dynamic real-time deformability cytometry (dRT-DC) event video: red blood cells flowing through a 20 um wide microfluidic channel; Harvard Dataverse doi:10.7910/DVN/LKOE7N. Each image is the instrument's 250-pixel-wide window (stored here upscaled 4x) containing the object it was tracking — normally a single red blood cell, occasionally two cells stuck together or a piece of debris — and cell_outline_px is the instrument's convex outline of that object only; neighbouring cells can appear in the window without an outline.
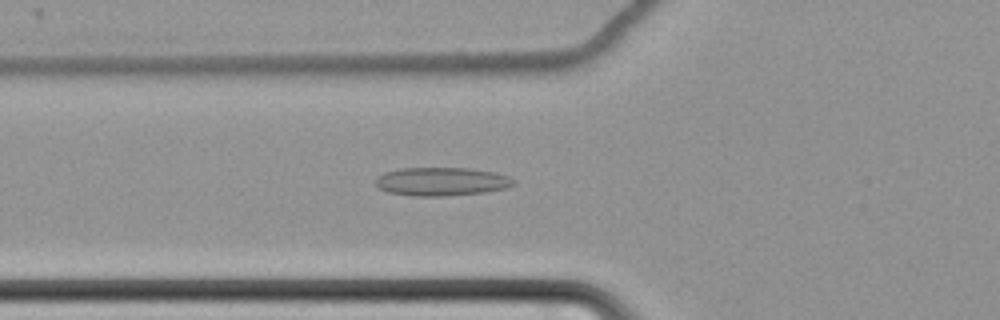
{"species": "common noctule bat (a hibernating species)", "species_latin": "Nyctalus noctula", "temperature_condition": "cold", "stored_images_in_passage": 63, "camera_frame_rate_fps": 3000, "um_per_image_px": 0.085, "animal": {"sex": "female", "body_mass_g": 22.7, "forearm_length_mm": 54.2}, "frame": {"image": 1, "passage_image": 26, "time_ms": 8.333, "image_size_px": [1000, 320], "cell_outline_px": [[516, 184], [504, 188], [484, 192], [448, 196], [412, 196], [388, 192], [380, 188], [376, 184], [376, 180], [384, 172], [400, 168], [468, 168], [496, 172], [508, 176], [516, 180]], "centroid_in_image_um": [37.56, 15.43], "position_along_channel_um": 88.2, "area_um2": 22.89}}
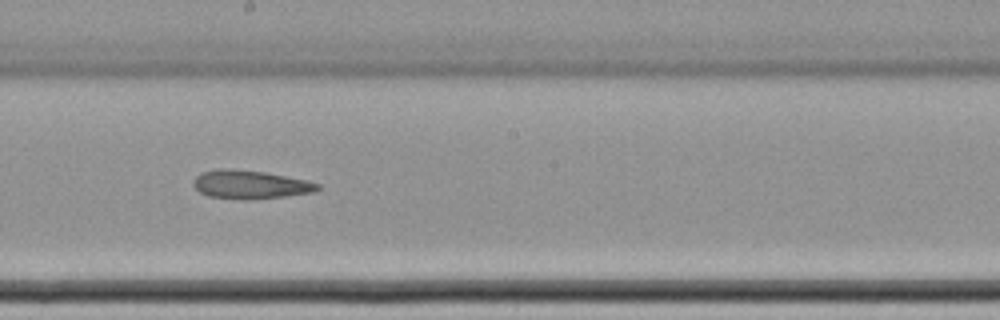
{"frame": {"image": 2, "passage_image": 38, "time_ms": 12.333, "image_size_px": [1000, 320], "cell_outline_px": [[320, 188], [316, 192], [284, 196], [248, 200], [244, 200], [208, 196], [200, 192], [192, 184], [192, 180], [200, 172], [220, 168], [228, 168], [264, 172], [308, 180], [320, 184]], "centroid_in_image_um": [21.26, 15.68], "position_along_channel_um": 226.9, "area_um2": 20.81}}
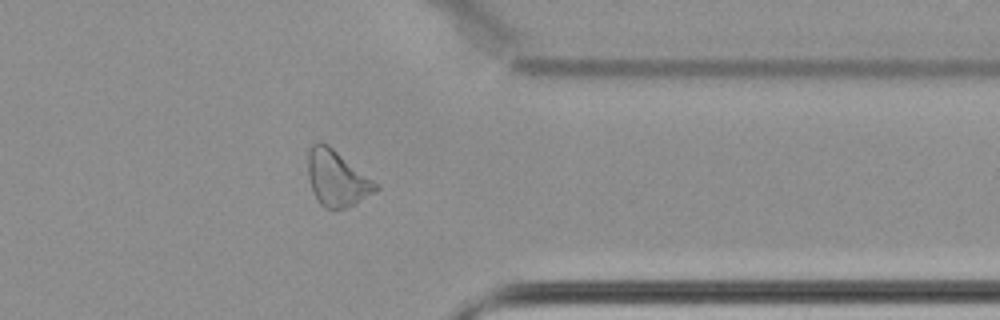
{"frame": {"image": 3, "passage_image": 52, "time_ms": 17.0, "image_size_px": [1000, 320], "cell_outline_px": [[380, 188], [376, 192], [356, 204], [332, 212], [324, 208], [320, 204], [312, 188], [308, 176], [308, 148], [312, 140], [320, 140], [328, 144], [380, 184]], "centroid_in_image_um": [28.65, 15.14], "position_along_channel_um": 382.8, "area_um2": 22.77}}